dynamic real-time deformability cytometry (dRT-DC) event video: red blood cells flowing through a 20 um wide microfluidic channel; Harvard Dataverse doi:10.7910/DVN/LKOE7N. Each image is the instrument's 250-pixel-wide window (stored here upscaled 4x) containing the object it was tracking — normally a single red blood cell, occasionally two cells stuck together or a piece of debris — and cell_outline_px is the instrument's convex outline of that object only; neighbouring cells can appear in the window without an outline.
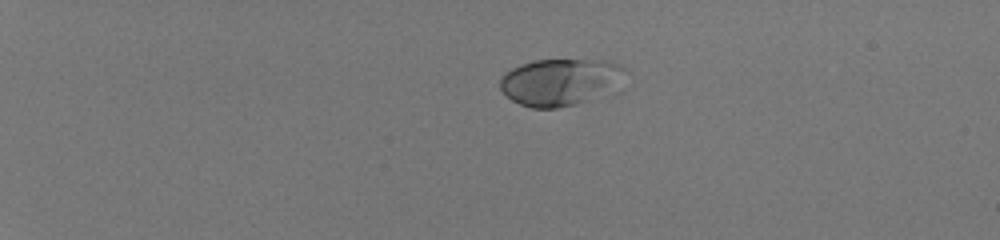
{"species": "human", "species_latin": "Homo sapiens", "temperature_condition": "room temperature", "stored_images_in_passage": 41, "camera_frame_rate_fps": 3000, "um_per_image_px": 0.085, "donor": {"sex": "male"}, "frame": {"image": 1, "passage_image": 1, "time_ms": 0.0, "image_size_px": [1000, 240], "cell_outline_px": [[624, 68], [620, 92], [576, 104], [556, 108], [532, 108], [520, 104], [512, 100], [500, 88], [500, 80], [512, 68], [520, 64], [536, 60], [604, 60], [620, 64]], "centroid_in_image_um": [47.73, 6.99], "position_along_channel_um": 37.3, "area_um2": 34.8}}
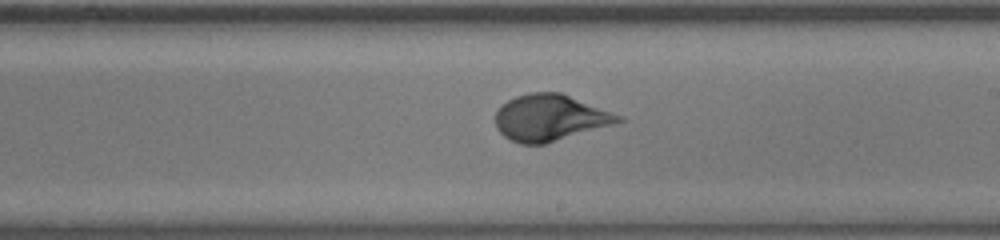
{"frame": {"image": 2, "passage_image": 24, "time_ms": 7.667, "image_size_px": [1000, 240], "cell_outline_px": [[624, 120], [612, 124], [544, 144], [520, 144], [504, 136], [496, 128], [496, 112], [500, 104], [516, 96], [528, 92], [560, 92], [624, 116]], "centroid_in_image_um": [46.72, 9.99], "position_along_channel_um": 242.3, "area_um2": 33.0}}
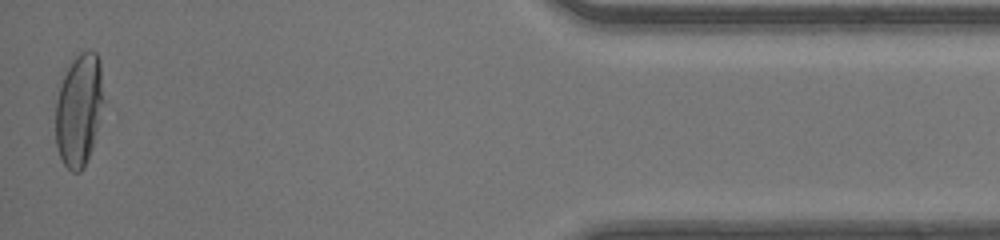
{"frame": {"image": 3, "passage_image": 41, "time_ms": 13.333, "image_size_px": [1000, 240], "cell_outline_px": [[104, 104], [100, 120], [92, 148], [84, 168], [80, 172], [72, 172], [64, 164], [60, 156], [56, 144], [56, 100], [64, 76], [72, 60], [80, 52], [88, 48], [96, 52], [100, 60], [104, 100]], "centroid_in_image_um": [6.74, 9.32], "position_along_channel_um": 428.5, "area_um2": 31.67}, "authors_computed_cell_mechanics": {"area_um2": 32.079, "velocity_mm_per_s": 4.1632, "shape_relaxation_time_tau1_ms": 3.8076, "shape_relaxation_time_tau2_ms": null, "deformation_change_tau1": 0.2077, "deformation_change_tau2": null}}